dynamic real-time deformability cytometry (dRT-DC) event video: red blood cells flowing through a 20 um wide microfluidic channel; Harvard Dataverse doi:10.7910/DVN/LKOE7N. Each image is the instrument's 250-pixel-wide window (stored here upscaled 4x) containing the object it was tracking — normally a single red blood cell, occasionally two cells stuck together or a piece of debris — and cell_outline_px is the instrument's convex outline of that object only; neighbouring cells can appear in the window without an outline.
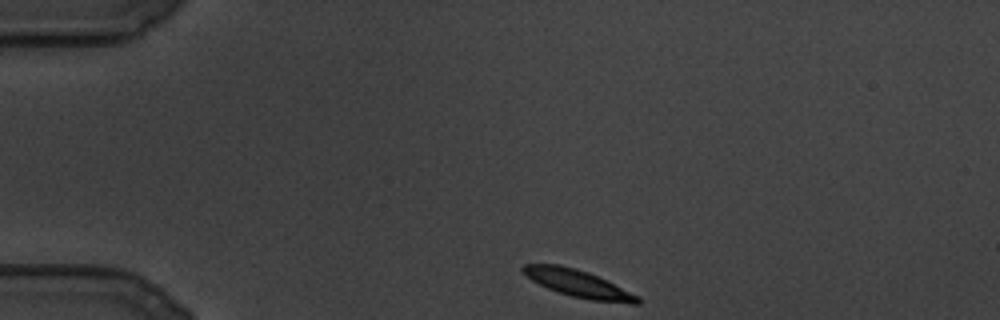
{"species": "common noctule bat (a hibernating species)", "species_latin": "Nyctalus noctula", "temperature_condition": "cold", "stored_images_in_passage": 95, "camera_frame_rate_fps": 3000, "um_per_image_px": 0.085, "animal": {"sex": "male", "body_mass_g": 19.5, "forearm_length_mm": 54.6}, "frame": {"image": 1, "passage_image": 1, "time_ms": 0.0, "image_size_px": [1000, 320], "cell_outline_px": [[640, 304], [632, 304], [592, 300], [572, 296], [548, 288], [532, 280], [520, 268], [524, 264], [560, 264], [576, 268], [588, 272], [640, 296]], "centroid_in_image_um": [49.18, 24.1], "position_along_channel_um": 35.8, "area_um2": 17.92}}
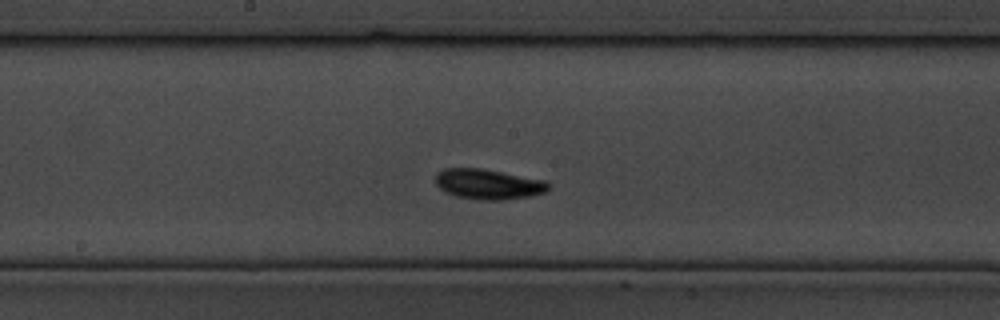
{"frame": {"image": 2, "passage_image": 40, "time_ms": 13.0, "image_size_px": [1000, 320], "cell_outline_px": [[548, 188], [544, 192], [528, 196], [500, 200], [484, 200], [456, 196], [444, 192], [436, 184], [436, 172], [444, 168], [480, 168], [544, 180], [548, 184]], "centroid_in_image_um": [41.43, 15.65], "position_along_channel_um": 206.8, "area_um2": 19.59}}
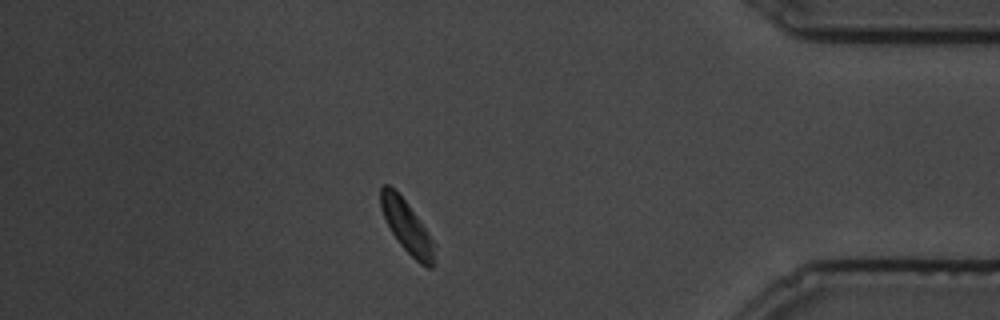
{"frame": {"image": 3, "passage_image": 80, "time_ms": 26.333, "image_size_px": [1000, 320], "cell_outline_px": [[436, 244], [432, 268], [428, 268], [420, 264], [400, 244], [392, 232], [380, 208], [380, 188], [384, 184], [388, 184], [408, 204]], "centroid_in_image_um": [34.59, 19.28], "position_along_channel_um": 400.6, "area_um2": 16.01}}